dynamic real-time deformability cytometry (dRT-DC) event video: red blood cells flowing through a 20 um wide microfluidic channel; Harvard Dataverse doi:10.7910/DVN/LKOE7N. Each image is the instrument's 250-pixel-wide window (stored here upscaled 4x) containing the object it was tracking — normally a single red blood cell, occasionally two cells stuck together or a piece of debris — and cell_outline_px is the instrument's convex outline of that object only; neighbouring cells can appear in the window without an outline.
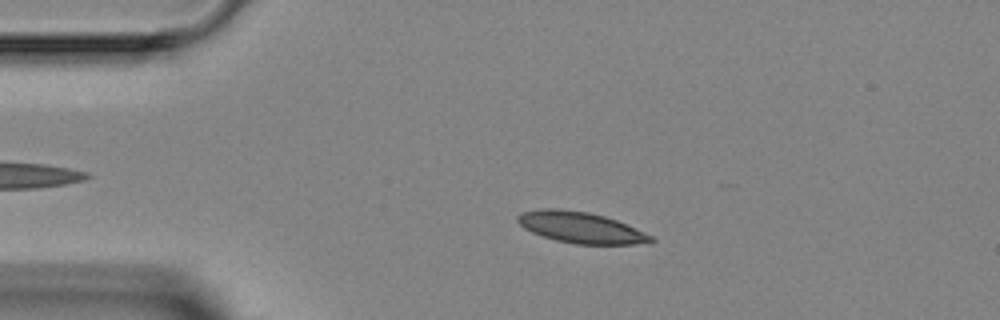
{"species": "Egyptian fruit bat (a non-hibernating species)", "species_latin": "Rousettus aegyptiacus", "temperature_condition": "room temperature", "stored_images_in_passage": 4, "camera_frame_rate_fps": 3000, "um_per_image_px": 0.085, "animal": {"sex": "female"}, "frame": {"image": 1, "passage_image": 3, "time_ms": 2.333, "image_size_px": [1000, 320], "cell_outline_px": [[656, 240], [652, 244], [576, 244], [556, 240], [532, 232], [524, 228], [516, 220], [516, 216], [520, 212], [540, 208], [556, 208], [588, 212], [604, 216], [616, 220], [636, 228], [652, 236]], "centroid_in_image_um": [49.38, 19.33], "position_along_channel_um": 35.6, "area_um2": 24.28}}